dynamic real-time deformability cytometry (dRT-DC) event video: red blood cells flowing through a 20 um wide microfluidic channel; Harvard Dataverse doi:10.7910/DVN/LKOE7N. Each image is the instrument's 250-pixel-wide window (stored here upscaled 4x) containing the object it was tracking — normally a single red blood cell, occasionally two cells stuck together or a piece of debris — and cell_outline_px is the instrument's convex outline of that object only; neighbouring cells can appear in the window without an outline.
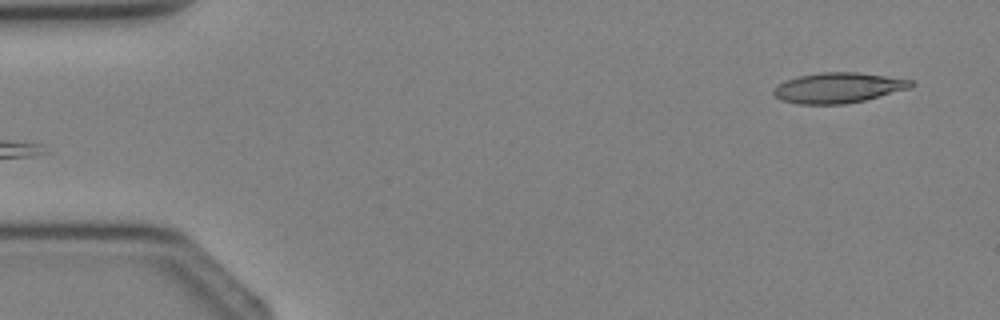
{"species": "Egyptian fruit bat (a non-hibernating species)", "species_latin": "Rousettus aegyptiacus", "temperature_condition": "cold", "stored_images_in_passage": 4, "segment_of_instrument_passage": [2, 2], "camera_frame_rate_fps": 3000, "um_per_image_px": 0.085, "animal": {"sex": "female"}, "frame": {"image": 1, "passage_image": 4, "time_ms": 3.333, "image_size_px": [1000, 320], "cell_outline_px": [[916, 84], [912, 88], [864, 100], [844, 104], [796, 104], [780, 100], [772, 92], [784, 80], [800, 76], [820, 72], [856, 72], [912, 80]], "centroid_in_image_um": [71.26, 7.46], "position_along_channel_um": 13.7, "area_um2": 24.22}}